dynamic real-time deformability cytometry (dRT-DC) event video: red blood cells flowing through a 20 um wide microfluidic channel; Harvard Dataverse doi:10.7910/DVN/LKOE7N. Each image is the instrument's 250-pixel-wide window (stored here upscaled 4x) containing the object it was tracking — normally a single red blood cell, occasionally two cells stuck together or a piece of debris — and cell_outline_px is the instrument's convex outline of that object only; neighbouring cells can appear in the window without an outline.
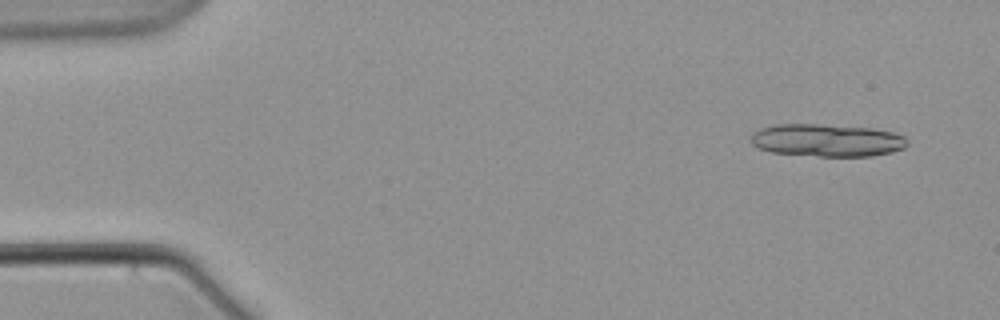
{"species": "common noctule bat (a hibernating species)", "species_latin": "Nyctalus noctula", "temperature_condition": "warm", "stored_images_in_passage": 8, "camera_frame_rate_fps": 3000, "um_per_image_px": 0.085, "animal": {"sex": "male", "body_mass_g": 21.5, "forearm_length_mm": 52.0}, "frame": {"image": 1, "passage_image": 2, "time_ms": 1.333, "image_size_px": [1000, 320], "cell_outline_px": [[908, 144], [904, 148], [892, 152], [872, 156], [820, 156], [772, 152], [760, 148], [752, 144], [752, 132], [760, 128], [772, 124], [820, 124], [872, 128], [892, 132], [904, 136], [908, 140]], "centroid_in_image_um": [70.31, 11.91], "position_along_channel_um": 14.7, "area_um2": 29.77}}
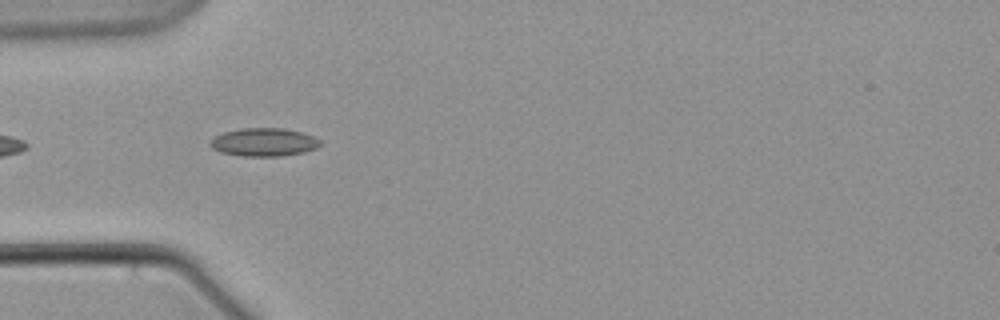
{"frame": {"image": 2, "passage_image": 6, "time_ms": 7.0, "image_size_px": [1000, 320], "cell_outline_px": [[324, 144], [316, 148], [304, 152], [280, 156], [240, 156], [220, 152], [212, 148], [208, 144], [216, 136], [224, 132], [240, 128], [284, 128], [304, 132], [320, 140]], "centroid_in_image_um": [22.46, 12.08], "position_along_channel_um": 62.5, "area_um2": 18.21}}
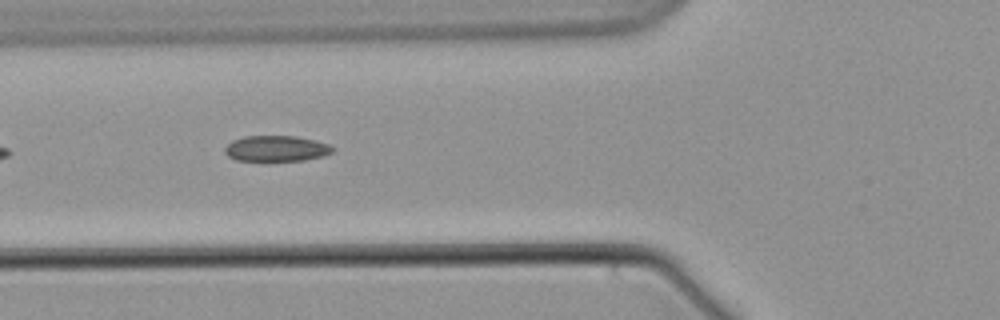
{"frame": {"image": 3, "passage_image": 7, "time_ms": 8.333, "image_size_px": [1000, 320], "cell_outline_px": [[336, 148], [332, 152], [324, 156], [304, 160], [236, 160], [228, 156], [224, 152], [224, 148], [232, 140], [244, 136], [296, 136], [316, 140], [328, 144]], "centroid_in_image_um": [23.5, 12.61], "position_along_channel_um": 102.3, "area_um2": 16.18}}